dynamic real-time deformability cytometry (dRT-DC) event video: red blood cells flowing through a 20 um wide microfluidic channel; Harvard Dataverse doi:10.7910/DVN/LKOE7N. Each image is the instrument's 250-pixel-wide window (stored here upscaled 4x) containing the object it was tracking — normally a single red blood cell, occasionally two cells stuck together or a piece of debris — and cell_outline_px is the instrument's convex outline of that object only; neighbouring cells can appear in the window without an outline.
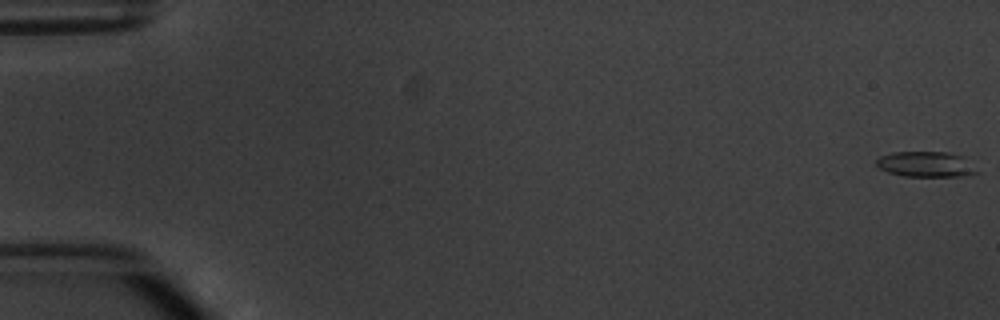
{"species": "common noctule bat (a hibernating species)", "species_latin": "Nyctalus noctula", "temperature_condition": "warm", "stored_images_in_passage": 8, "camera_frame_rate_fps": 3000, "um_per_image_px": 0.085, "animal": {"sex": "male", "body_mass_g": 20.1, "forearm_length_mm": 53.5}, "frame": {"image": 1, "passage_image": 1, "time_ms": 0.0, "image_size_px": [1000, 320], "cell_outline_px": [[980, 172], [968, 176], [904, 176], [888, 172], [880, 168], [876, 164], [876, 160], [880, 156], [892, 152], [948, 152], [964, 156]], "centroid_in_image_um": [78.74, 13.96], "position_along_channel_um": 6.3, "area_um2": 15.03}}
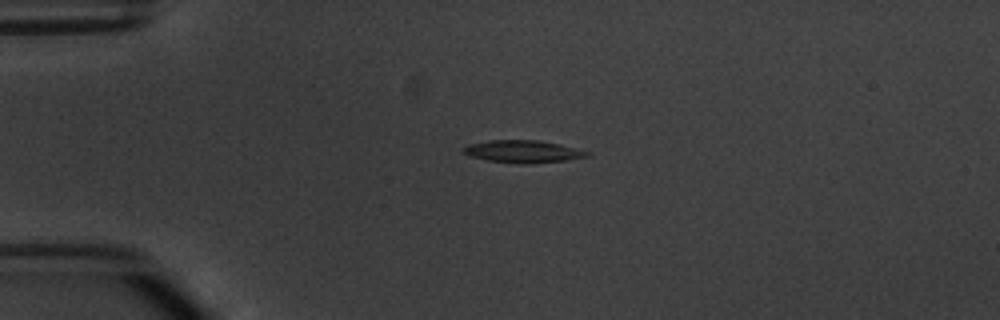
{"frame": {"image": 2, "passage_image": 5, "time_ms": 4.333, "image_size_px": [1000, 320], "cell_outline_px": [[592, 156], [564, 160], [528, 164], [516, 164], [488, 160], [472, 156], [464, 152], [460, 148], [468, 144], [488, 140], [540, 140], [560, 144], [592, 152]], "centroid_in_image_um": [44.48, 12.87], "position_along_channel_um": 40.5, "area_um2": 16.3}}
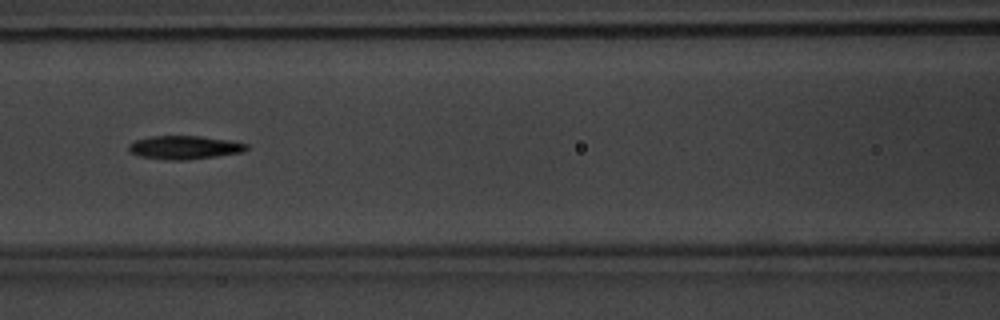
{"frame": {"image": 3, "passage_image": 8, "time_ms": 8.0, "image_size_px": [1000, 320], "cell_outline_px": [[248, 148], [244, 152], [216, 156], [184, 160], [168, 160], [140, 156], [128, 152], [128, 144], [136, 140], [148, 136], [200, 136], [228, 140], [248, 144]], "centroid_in_image_um": [15.65, 12.53], "position_along_channel_um": 150.9, "area_um2": 16.13}}